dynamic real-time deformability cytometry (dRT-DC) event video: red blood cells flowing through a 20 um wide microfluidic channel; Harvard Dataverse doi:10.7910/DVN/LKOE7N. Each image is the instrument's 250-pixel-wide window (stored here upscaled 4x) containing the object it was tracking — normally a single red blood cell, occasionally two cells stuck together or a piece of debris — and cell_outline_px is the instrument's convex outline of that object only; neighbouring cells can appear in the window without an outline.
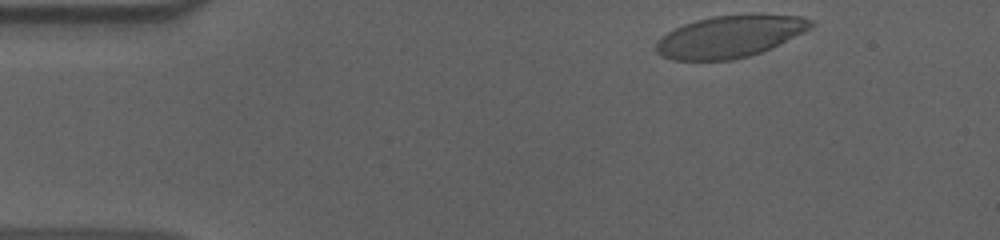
{"species": "human", "species_latin": "Homo sapiens", "temperature_condition": "cold", "stored_images_in_passage": 50, "camera_frame_rate_fps": 3000, "um_per_image_px": 0.085, "donor": {"sex": "male"}, "frame": {"image": 1, "passage_image": 1, "time_ms": 0.0, "image_size_px": [1000, 240], "cell_outline_px": [[812, 28], [804, 32], [760, 52], [748, 56], [732, 60], [672, 60], [660, 56], [656, 52], [656, 40], [660, 36], [684, 24], [696, 20], [712, 16], [752, 12], [800, 16], [812, 20]], "centroid_in_image_um": [62.02, 3.07], "position_along_channel_um": 23.0, "area_um2": 38.32}}
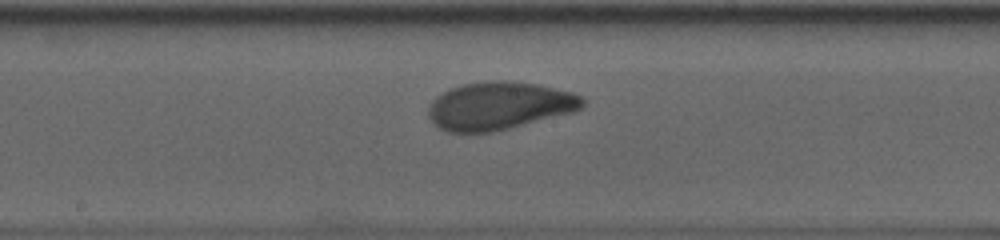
{"frame": {"image": 2, "passage_image": 23, "time_ms": 7.333, "image_size_px": [1000, 240], "cell_outline_px": [[584, 104], [580, 108], [572, 112], [492, 132], [448, 132], [440, 128], [428, 116], [428, 104], [436, 96], [452, 88], [464, 84], [484, 80], [508, 80], [536, 84], [572, 92], [580, 96], [584, 100]], "centroid_in_image_um": [42.4, 8.98], "position_along_channel_um": 205.8, "area_um2": 42.66}}
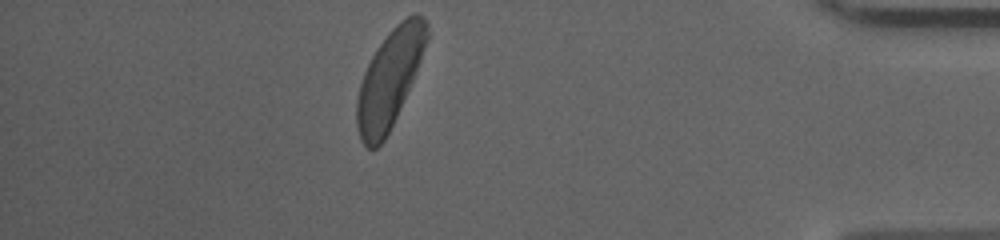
{"frame": {"image": 3, "passage_image": 43, "time_ms": 14.0, "image_size_px": [1000, 240], "cell_outline_px": [[428, 40], [412, 80], [396, 116], [384, 140], [376, 148], [368, 148], [360, 140], [356, 124], [356, 100], [360, 84], [364, 72], [376, 48], [388, 32], [400, 20], [416, 12], [424, 16], [428, 28]], "centroid_in_image_um": [33.09, 6.66], "position_along_channel_um": 402.1, "area_um2": 39.25}, "authors_computed_cell_mechanics": {"area_um2": 40.8068, "velocity_mm_per_s": 3.6022, "shape_relaxation_time_tau1_ms": 2.9687, "shape_relaxation_time_tau2_ms": 1.6197, "deformation_change_tau1": 0.1482, "deformation_change_tau2": 0.0607}}